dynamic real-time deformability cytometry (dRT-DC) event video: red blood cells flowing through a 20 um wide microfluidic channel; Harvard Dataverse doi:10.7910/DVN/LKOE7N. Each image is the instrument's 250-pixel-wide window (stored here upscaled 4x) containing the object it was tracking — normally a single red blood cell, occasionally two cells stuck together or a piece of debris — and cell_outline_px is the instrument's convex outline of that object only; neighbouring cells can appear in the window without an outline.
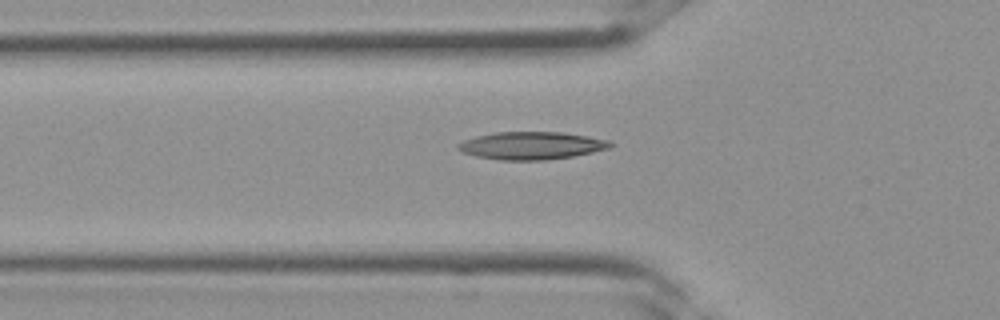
{"species": "Egyptian fruit bat (a non-hibernating species)", "species_latin": "Rousettus aegyptiacus", "temperature_condition": "room temperature", "stored_images_in_passage": 3, "camera_frame_rate_fps": 3000, "um_per_image_px": 0.085, "frame": {"image": 1, "passage_image": 2, "time_ms": 0.333, "image_size_px": [1000, 320], "cell_outline_px": [[616, 144], [608, 148], [592, 152], [572, 156], [544, 160], [500, 160], [476, 156], [460, 152], [456, 148], [456, 144], [464, 140], [476, 136], [496, 132], [564, 132], [588, 136], [608, 140]], "centroid_in_image_um": [45.15, 12.37], "position_along_channel_um": 80.7, "area_um2": 24.62}}